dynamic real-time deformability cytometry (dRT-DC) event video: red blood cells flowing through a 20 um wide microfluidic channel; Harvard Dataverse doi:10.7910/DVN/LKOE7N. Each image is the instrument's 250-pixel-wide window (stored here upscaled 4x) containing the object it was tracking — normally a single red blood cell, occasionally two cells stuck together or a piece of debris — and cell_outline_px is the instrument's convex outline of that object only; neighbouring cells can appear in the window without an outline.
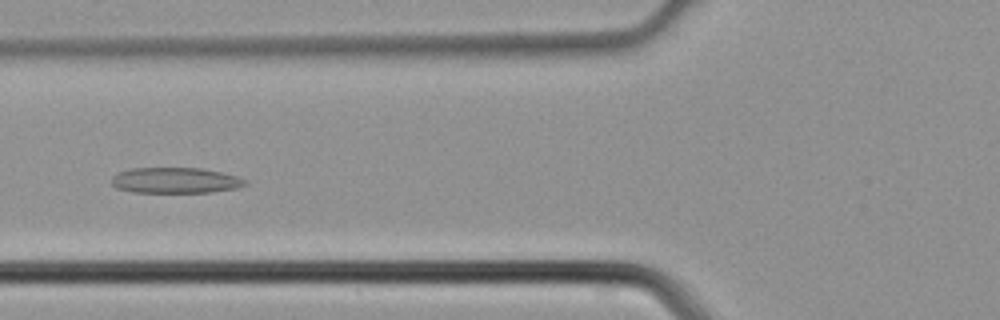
{"species": "common noctule bat (a hibernating species)", "species_latin": "Nyctalus noctula", "temperature_condition": "cold", "stored_images_in_passage": 33, "camera_frame_rate_fps": 3000, "um_per_image_px": 0.085, "animal": {"sex": "male", "body_mass_g": 21.5, "forearm_length_mm": 52.0}, "frame": {"image": 1, "passage_image": 6, "time_ms": 1.667, "image_size_px": [1000, 320], "cell_outline_px": [[248, 184], [236, 188], [212, 192], [132, 192], [116, 188], [112, 184], [112, 176], [120, 172], [132, 168], [200, 168], [220, 172], [236, 176], [248, 180]], "centroid_in_image_um": [14.92, 15.33], "position_along_channel_um": 110.9, "area_um2": 19.94}}
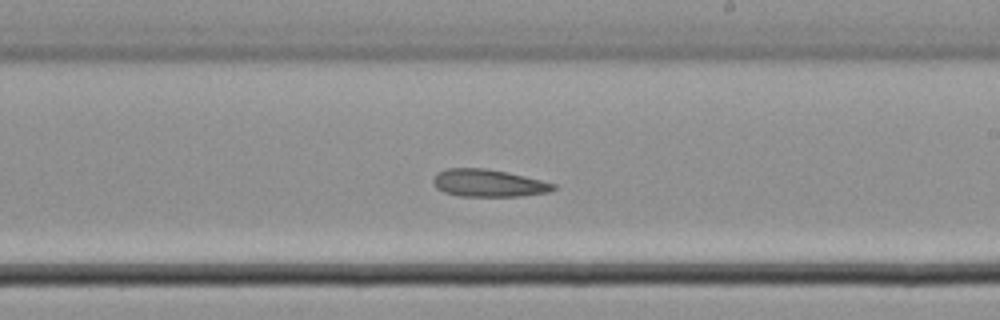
{"frame": {"image": 2, "passage_image": 15, "time_ms": 4.667, "image_size_px": [1000, 320], "cell_outline_px": [[556, 188], [548, 192], [520, 196], [460, 196], [444, 192], [436, 188], [432, 184], [432, 176], [436, 172], [448, 168], [484, 168], [524, 176], [556, 184]], "centroid_in_image_um": [41.44, 15.56], "position_along_channel_um": 247.6, "area_um2": 19.19}}
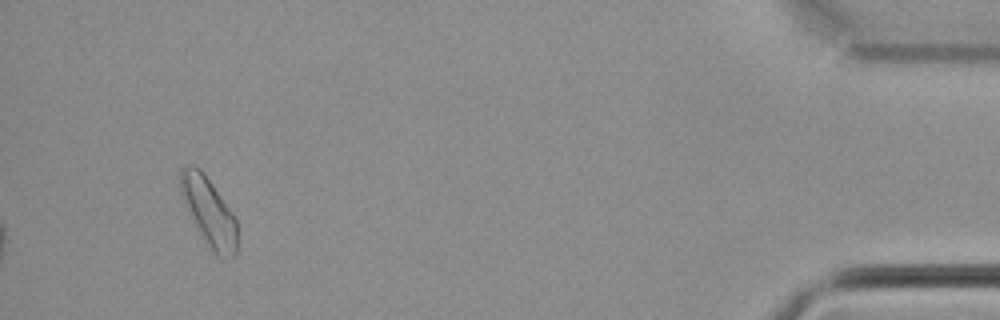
{"frame": {"image": 3, "passage_image": 31, "time_ms": 10.0, "image_size_px": [1000, 320], "cell_outline_px": [[236, 252], [232, 256], [224, 260], [216, 256], [208, 244], [180, 192], [180, 168], [184, 164], [200, 168], [212, 184], [232, 212], [236, 220]], "centroid_in_image_um": [17.77, 17.97], "position_along_channel_um": 417.4, "area_um2": 21.62}}